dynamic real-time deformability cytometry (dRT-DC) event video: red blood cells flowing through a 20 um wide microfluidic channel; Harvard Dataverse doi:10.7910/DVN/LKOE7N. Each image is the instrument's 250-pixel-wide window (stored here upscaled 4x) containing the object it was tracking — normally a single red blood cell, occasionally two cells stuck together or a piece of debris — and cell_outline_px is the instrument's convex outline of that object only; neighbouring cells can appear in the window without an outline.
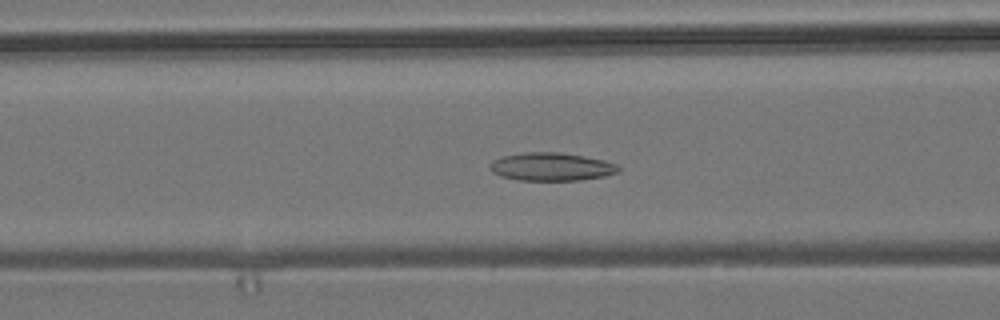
{"species": "common noctule bat (a hibernating species)", "species_latin": "Nyctalus noctula", "temperature_condition": "room temperature", "stored_images_in_passage": 54, "camera_frame_rate_fps": 3000, "um_per_image_px": 0.085, "animal": {"sex": "male", "body_mass_g": 19.2, "forearm_length_mm": 51.8}, "frame": {"image": 1, "passage_image": 21, "time_ms": 6.667, "image_size_px": [1000, 320], "cell_outline_px": [[620, 172], [604, 176], [580, 180], [520, 180], [500, 176], [492, 172], [488, 168], [492, 160], [500, 156], [524, 152], [560, 152], [584, 156], [604, 160], [620, 164]], "centroid_in_image_um": [46.87, 14.16], "position_along_channel_um": 119.7, "area_um2": 21.33}}
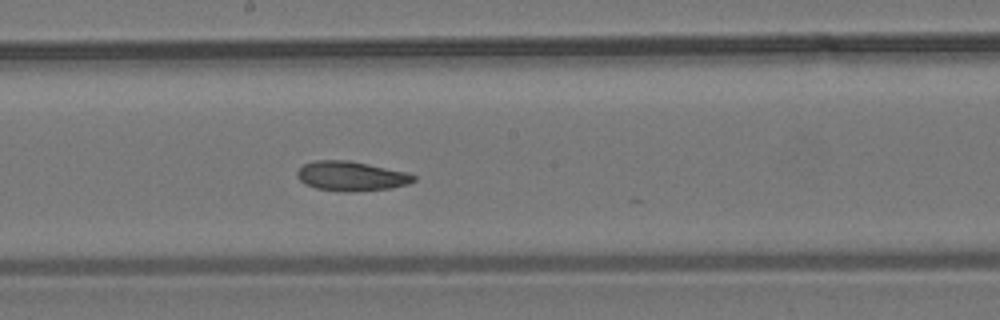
{"frame": {"image": 2, "passage_image": 29, "time_ms": 9.333, "image_size_px": [1000, 320], "cell_outline_px": [[416, 180], [408, 184], [392, 188], [352, 192], [344, 192], [316, 188], [304, 184], [296, 176], [296, 172], [304, 164], [316, 160], [348, 160], [368, 164], [404, 172], [416, 176]], "centroid_in_image_um": [29.83, 14.98], "position_along_channel_um": 218.4, "area_um2": 20.06}}
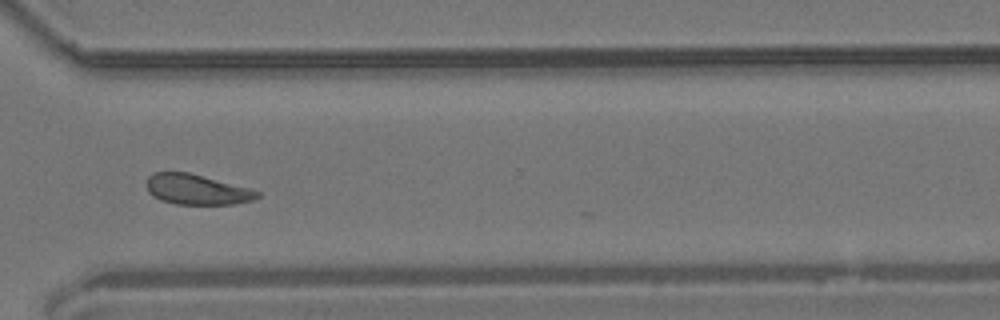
{"frame": {"image": 3, "passage_image": 40, "time_ms": 13.0, "image_size_px": [1000, 320], "cell_outline_px": [[260, 196], [252, 200], [232, 204], [176, 204], [160, 200], [152, 196], [148, 192], [144, 184], [148, 176], [152, 172], [188, 172], [252, 188], [260, 192]], "centroid_in_image_um": [16.69, 16.1], "position_along_channel_um": 353.9, "area_um2": 19.83}, "authors_computed_cell_mechanics": {"area_um2": 20.4034, "velocity_mm_per_s": 3.6977, "shape_relaxation_time_tau1_ms": null, "shape_relaxation_time_tau2_ms": 5.8807, "deformation_change_tau1": null, "deformation_change_tau2": 0.0886}}